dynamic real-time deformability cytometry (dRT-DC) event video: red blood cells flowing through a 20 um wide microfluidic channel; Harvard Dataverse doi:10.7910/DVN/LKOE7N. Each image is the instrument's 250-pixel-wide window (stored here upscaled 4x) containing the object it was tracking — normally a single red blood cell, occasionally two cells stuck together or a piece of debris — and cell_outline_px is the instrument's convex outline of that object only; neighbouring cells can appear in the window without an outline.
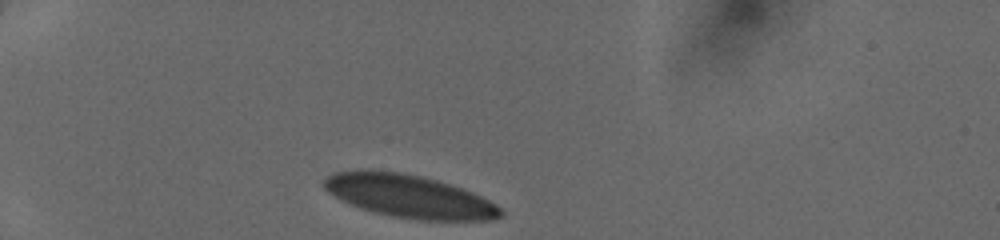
{"species": "human", "species_latin": "Homo sapiens", "temperature_condition": "cold", "stored_images_in_passage": 30, "camera_frame_rate_fps": 3000, "um_per_image_px": 0.085, "donor": {"sex": "female"}, "frame": {"image": 1, "passage_image": 1, "time_ms": 0.0, "image_size_px": [1000, 240], "cell_outline_px": [[504, 216], [492, 220], [416, 220], [392, 216], [372, 212], [360, 208], [328, 192], [324, 188], [324, 180], [332, 172], [364, 168], [372, 168], [400, 172], [420, 176], [436, 180], [472, 192], [496, 204], [504, 212]], "centroid_in_image_um": [34.76, 16.67], "position_along_channel_um": 50.2, "area_um2": 44.33}}
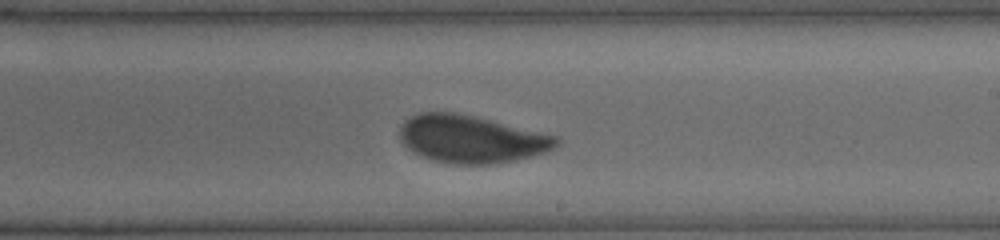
{"frame": {"image": 2, "passage_image": 18, "time_ms": 5.667, "image_size_px": [1000, 240], "cell_outline_px": [[560, 144], [544, 152], [516, 160], [496, 164], [452, 164], [432, 160], [420, 156], [412, 152], [400, 140], [400, 128], [404, 120], [420, 112], [456, 112], [556, 136], [560, 140]], "centroid_in_image_um": [40.01, 11.83], "position_along_channel_um": 249.0, "area_um2": 43.18}}
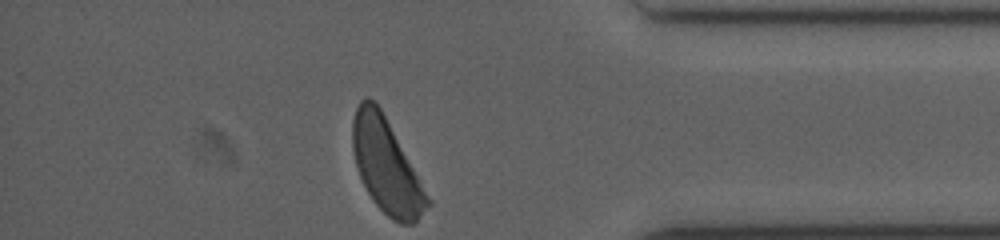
{"frame": {"image": 3, "passage_image": 30, "time_ms": 9.667, "image_size_px": [1000, 240], "cell_outline_px": [[432, 204], [412, 224], [400, 224], [392, 220], [372, 200], [360, 176], [356, 164], [352, 148], [352, 120], [356, 108], [360, 100], [368, 96], [380, 108], [432, 200]], "centroid_in_image_um": [32.84, 14.12], "position_along_channel_um": 402.4, "area_um2": 40.58}}